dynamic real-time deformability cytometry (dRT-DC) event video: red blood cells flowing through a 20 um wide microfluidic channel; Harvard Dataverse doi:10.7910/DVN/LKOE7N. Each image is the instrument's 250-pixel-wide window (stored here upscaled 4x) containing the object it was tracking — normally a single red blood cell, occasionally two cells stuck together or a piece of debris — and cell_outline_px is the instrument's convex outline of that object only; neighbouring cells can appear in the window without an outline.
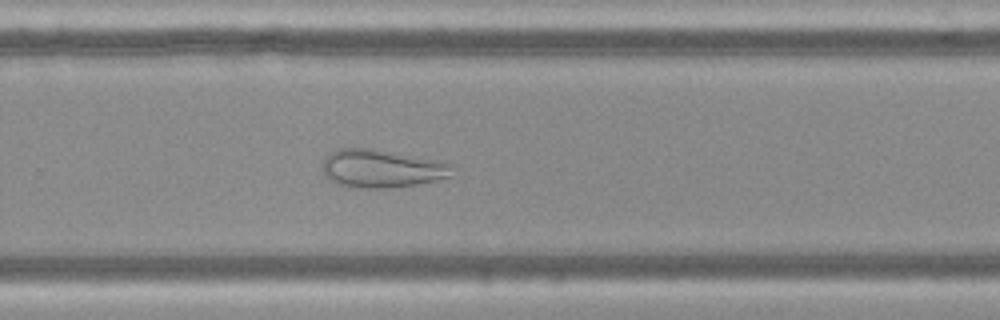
{"species": "Egyptian fruit bat (a non-hibernating species)", "species_latin": "Rousettus aegyptiacus", "temperature_condition": "cold", "stored_images_in_passage": 43, "camera_frame_rate_fps": 3000, "um_per_image_px": 0.085, "frame": {"image": 1, "passage_image": 25, "time_ms": 8.0, "image_size_px": [1000, 320], "cell_outline_px": [[452, 176], [436, 180], [416, 184], [392, 188], [344, 188], [328, 180], [324, 176], [320, 168], [320, 164], [324, 156], [340, 148], [372, 148], [444, 160], [452, 164]], "centroid_in_image_um": [32.39, 14.33], "position_along_channel_um": 297.4, "area_um2": 29.82}}